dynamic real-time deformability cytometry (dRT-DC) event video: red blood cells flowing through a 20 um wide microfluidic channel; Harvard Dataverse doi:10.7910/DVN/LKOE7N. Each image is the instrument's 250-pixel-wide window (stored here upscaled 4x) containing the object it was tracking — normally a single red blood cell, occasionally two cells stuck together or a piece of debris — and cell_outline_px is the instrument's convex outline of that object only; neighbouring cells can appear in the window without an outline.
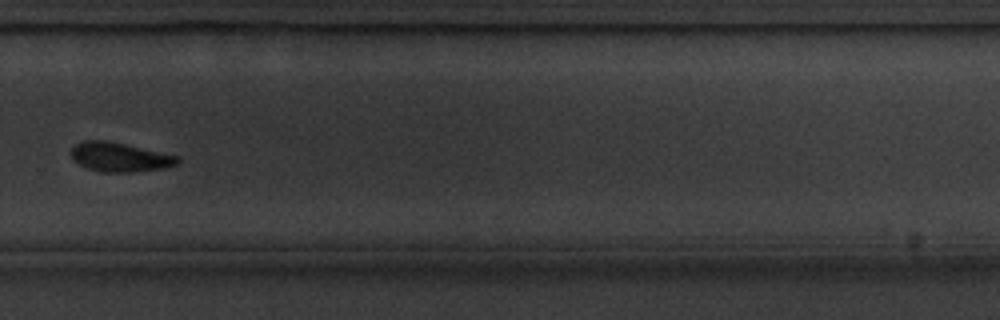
{"species": "common noctule bat (a hibernating species)", "species_latin": "Nyctalus noctula", "temperature_condition": "cold", "stored_images_in_passage": 15, "camera_frame_rate_fps": 3000, "um_per_image_px": 0.085, "animal": {"sex": "male", "body_mass_g": 20.1, "forearm_length_mm": 53.5}, "frame": {"image": 1, "passage_image": 11, "time_ms": 12.333, "image_size_px": [1000, 320], "cell_outline_px": [[180, 160], [176, 164], [160, 168], [132, 172], [104, 172], [88, 168], [72, 160], [68, 152], [76, 144], [84, 140], [108, 140], [180, 156]], "centroid_in_image_um": [10.13, 13.33], "position_along_channel_um": 319.7, "area_um2": 18.15}}
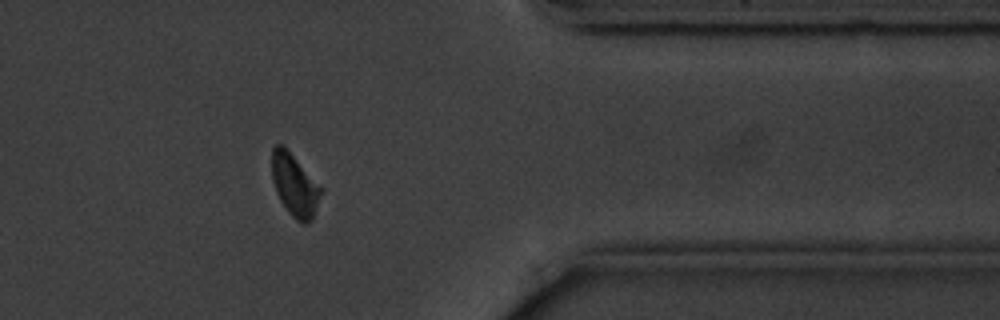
{"frame": {"image": 2, "passage_image": 13, "time_ms": 14.667, "image_size_px": [1000, 320], "cell_outline_px": [[324, 188], [312, 220], [308, 224], [300, 224], [288, 212], [280, 200], [276, 192], [272, 180], [272, 148], [276, 144], [284, 144]], "centroid_in_image_um": [25.07, 15.72], "position_along_channel_um": 386.3, "area_um2": 18.38}}
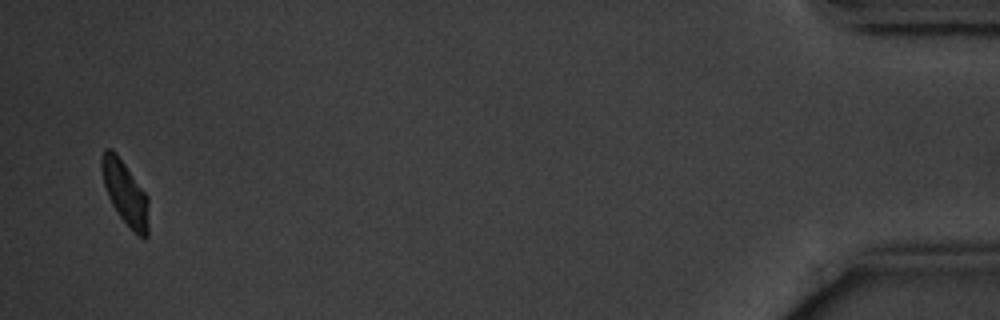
{"frame": {"image": 3, "passage_image": 15, "time_ms": 17.667, "image_size_px": [1000, 320], "cell_outline_px": [[148, 236], [144, 240], [132, 232], [120, 216], [112, 204], [108, 196], [104, 184], [100, 168], [100, 156], [104, 148], [112, 148], [116, 152], [148, 196]], "centroid_in_image_um": [10.63, 16.39], "position_along_channel_um": 424.6, "area_um2": 17.74}, "authors_computed_cell_mechanics": {"area_um2": 18.9006, "velocity_mm_per_s": 3.5628, "shape_relaxation_time_tau1_ms": 2.4848, "shape_relaxation_time_tau2_ms": null, "deformation_change_tau1": 0.0791, "deformation_change_tau2": null}}